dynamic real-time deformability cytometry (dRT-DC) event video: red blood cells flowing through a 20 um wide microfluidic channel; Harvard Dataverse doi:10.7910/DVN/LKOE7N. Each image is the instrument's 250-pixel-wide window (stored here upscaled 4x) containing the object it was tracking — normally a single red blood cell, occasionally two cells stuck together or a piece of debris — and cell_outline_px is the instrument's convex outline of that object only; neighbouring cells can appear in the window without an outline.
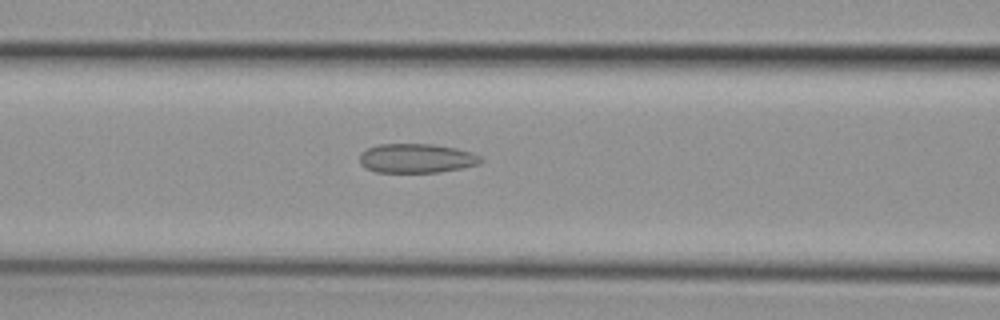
{"species": "common noctule bat (a hibernating species)", "species_latin": "Nyctalus noctula", "temperature_condition": "cold", "stored_images_in_passage": 50, "segment_of_instrument_passage": [1, 2], "camera_frame_rate_fps": 3000, "um_per_image_px": 0.085, "animal": {"sex": "female", "body_mass_g": 29.2, "forearm_length_mm": 56.3}, "frame": {"image": 1, "passage_image": 22, "time_ms": 7.0, "image_size_px": [1000, 320], "cell_outline_px": [[484, 160], [480, 164], [464, 168], [440, 172], [376, 172], [364, 168], [360, 164], [360, 152], [368, 148], [380, 144], [432, 144], [456, 148], [472, 152], [480, 156]], "centroid_in_image_um": [35.42, 13.46], "position_along_channel_um": 131.2, "area_um2": 20.87}}
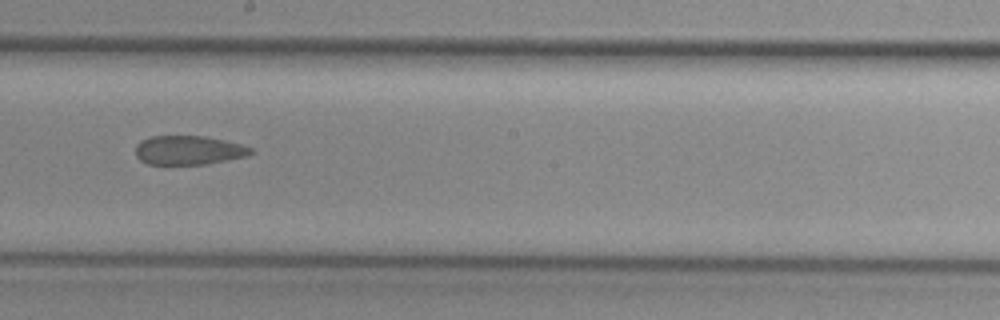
{"frame": {"image": 2, "passage_image": 30, "time_ms": 9.667, "image_size_px": [1000, 320], "cell_outline_px": [[256, 152], [248, 156], [208, 164], [148, 164], [140, 160], [136, 156], [136, 144], [140, 140], [152, 136], [204, 136], [224, 140], [240, 144], [252, 148]], "centroid_in_image_um": [16.05, 12.77], "position_along_channel_um": 232.1, "area_um2": 19.65}}
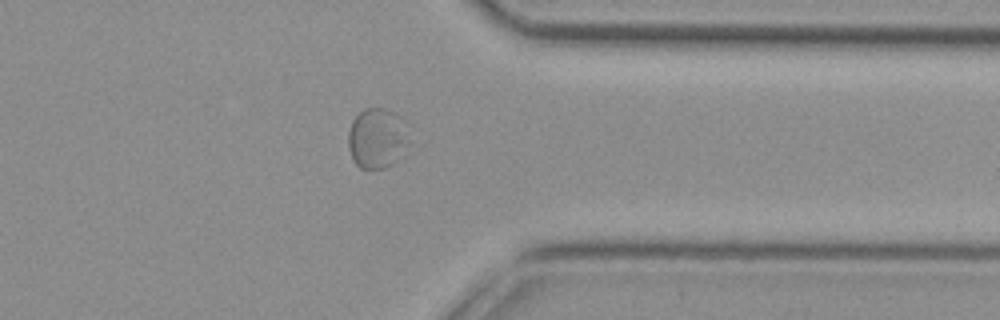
{"frame": {"image": 3, "passage_image": 42, "time_ms": 13.667, "image_size_px": [1000, 320], "cell_outline_px": [[400, 140], [396, 160], [392, 164], [384, 168], [360, 168], [352, 160], [348, 144], [348, 132], [352, 120], [364, 108], [384, 108], [400, 116]], "centroid_in_image_um": [31.83, 11.74], "position_along_channel_um": 379.6, "area_um2": 19.54}}